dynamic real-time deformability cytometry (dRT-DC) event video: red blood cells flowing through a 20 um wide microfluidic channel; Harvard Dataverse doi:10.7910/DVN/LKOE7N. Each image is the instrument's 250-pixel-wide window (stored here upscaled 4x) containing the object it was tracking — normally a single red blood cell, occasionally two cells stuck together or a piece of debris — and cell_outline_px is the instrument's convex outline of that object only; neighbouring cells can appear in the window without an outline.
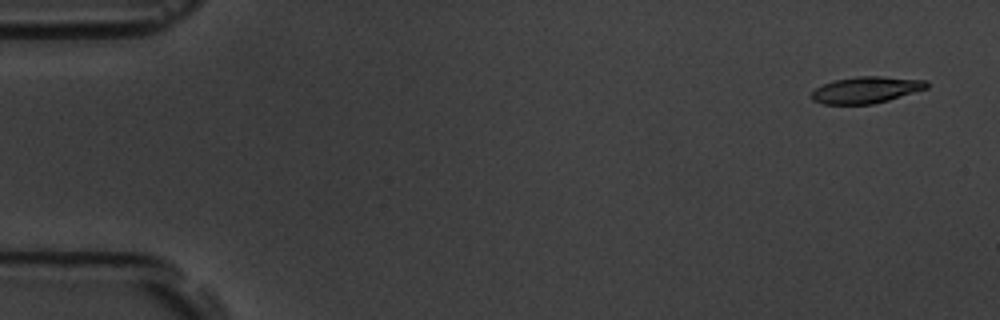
{"species": "common noctule bat (a hibernating species)", "species_latin": "Nyctalus noctula", "temperature_condition": "room temperature", "stored_images_in_passage": 6, "camera_frame_rate_fps": 3000, "um_per_image_px": 0.085, "animal": {"sex": "male", "body_mass_g": 19.5, "forearm_length_mm": 54.6}, "frame": {"image": 1, "passage_image": 1, "time_ms": 0.0, "image_size_px": [1000, 320], "cell_outline_px": [[928, 88], [888, 100], [872, 104], [824, 104], [812, 100], [812, 92], [816, 88], [824, 84], [836, 80], [856, 76], [880, 76], [928, 80]], "centroid_in_image_um": [73.65, 7.63], "position_along_channel_um": 11.4, "area_um2": 17.69}}